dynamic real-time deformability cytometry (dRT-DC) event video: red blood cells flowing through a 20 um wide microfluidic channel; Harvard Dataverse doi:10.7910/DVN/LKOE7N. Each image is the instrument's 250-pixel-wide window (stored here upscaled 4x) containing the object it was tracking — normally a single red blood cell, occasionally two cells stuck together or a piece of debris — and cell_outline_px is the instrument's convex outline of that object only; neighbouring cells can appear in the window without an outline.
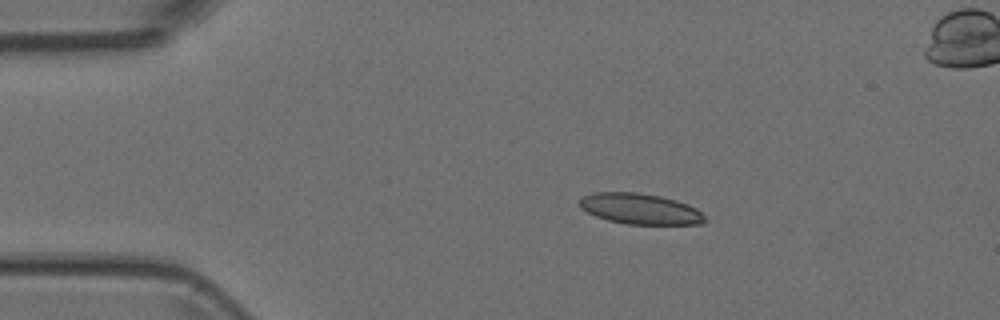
{"species": "Egyptian fruit bat (a non-hibernating species)", "species_latin": "Rousettus aegyptiacus", "temperature_condition": "room temperature", "stored_images_in_passage": 6, "camera_frame_rate_fps": 3000, "um_per_image_px": 0.085, "animal": {"sex": "female"}, "frame": {"image": 1, "passage_image": 2, "time_ms": 0.333, "image_size_px": [1000, 320], "cell_outline_px": [[708, 220], [704, 224], [624, 224], [608, 220], [596, 216], [580, 208], [580, 196], [592, 192], [640, 192], [660, 196], [676, 200], [688, 204], [696, 208]], "centroid_in_image_um": [54.41, 17.74], "position_along_channel_um": 30.6, "area_um2": 22.66}}
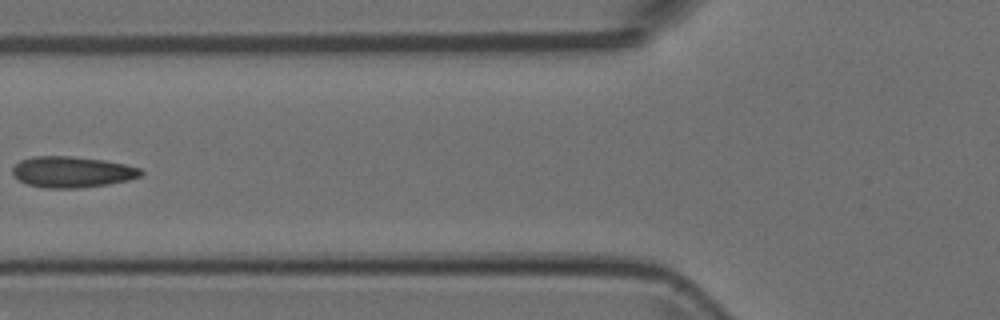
{"frame": {"image": 2, "passage_image": 5, "time_ms": 1.333, "image_size_px": [1000, 320], "cell_outline_px": [[144, 172], [140, 176], [128, 180], [108, 184], [80, 188], [44, 188], [28, 184], [12, 176], [12, 168], [20, 160], [32, 156], [72, 156], [104, 160], [124, 164], [140, 168]], "centroid_in_image_um": [6.11, 14.61], "position_along_channel_um": 119.7, "area_um2": 23.29}}
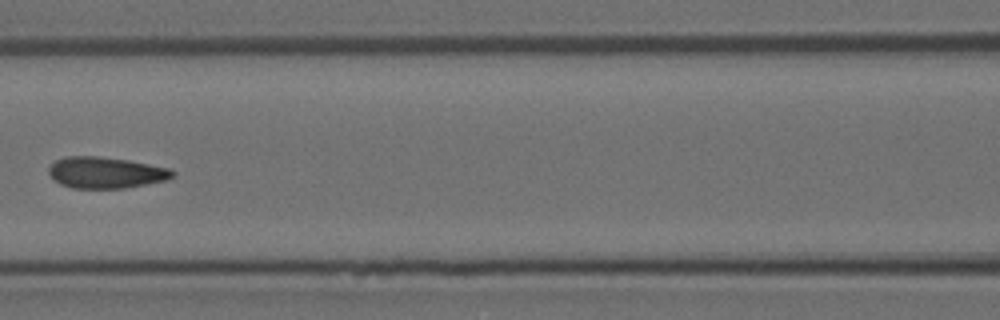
{"frame": {"image": 3, "passage_image": 6, "time_ms": 1.667, "image_size_px": [1000, 320], "cell_outline_px": [[176, 176], [168, 180], [124, 188], [72, 188], [60, 184], [48, 172], [48, 168], [56, 160], [64, 156], [100, 156], [128, 160], [168, 168], [176, 172]], "centroid_in_image_um": [9.01, 14.67], "position_along_channel_um": 157.6, "area_um2": 22.6}}